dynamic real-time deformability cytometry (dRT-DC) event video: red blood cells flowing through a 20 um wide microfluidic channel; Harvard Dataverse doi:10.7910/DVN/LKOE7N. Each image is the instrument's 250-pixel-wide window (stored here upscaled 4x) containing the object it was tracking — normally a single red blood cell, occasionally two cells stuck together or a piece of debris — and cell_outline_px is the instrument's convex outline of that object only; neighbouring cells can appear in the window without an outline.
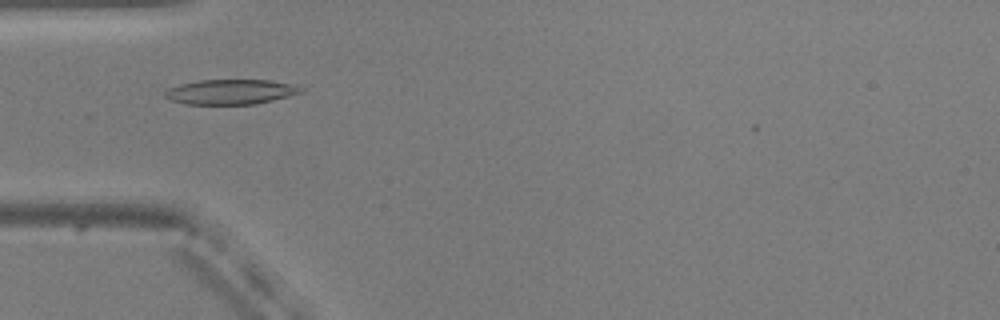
{"species": "common noctule bat (a hibernating species)", "species_latin": "Nyctalus noctula", "temperature_condition": "warm", "stored_images_in_passage": 32, "camera_frame_rate_fps": 3000, "um_per_image_px": 0.085, "animal": {"sex": "male", "body_mass_g": 20.5, "forearm_length_mm": 52.5}, "frame": {"image": 1, "passage_image": 5, "time_ms": 1.333, "image_size_px": [1000, 320], "cell_outline_px": [[304, 92], [272, 100], [252, 104], [184, 104], [172, 100], [164, 96], [164, 92], [168, 88], [180, 84], [200, 80], [268, 80], [288, 84], [304, 88]], "centroid_in_image_um": [19.57, 7.81], "position_along_channel_um": 65.4, "area_um2": 19.54}}
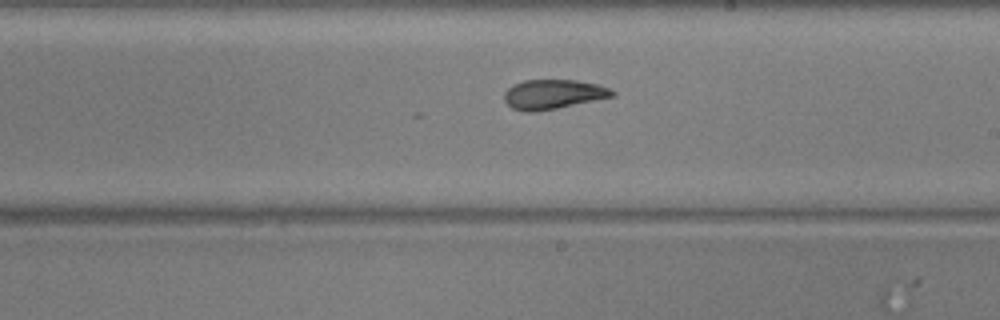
{"frame": {"image": 2, "passage_image": 19, "time_ms": 6.0, "image_size_px": [1000, 320], "cell_outline_px": [[616, 96], [536, 112], [524, 112], [512, 108], [504, 100], [504, 92], [512, 84], [524, 80], [576, 80], [596, 84], [608, 88], [616, 92]], "centroid_in_image_um": [46.99, 8.01], "position_along_channel_um": 242.0, "area_um2": 18.61}}
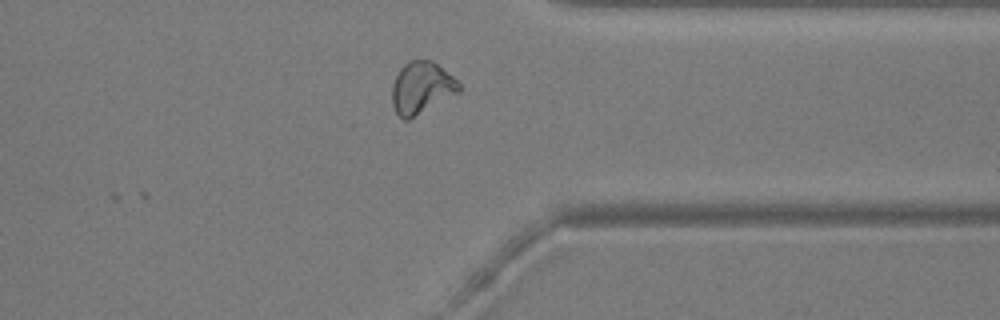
{"frame": {"image": 3, "passage_image": 30, "time_ms": 9.667, "image_size_px": [1000, 320], "cell_outline_px": [[460, 92], [408, 120], [404, 120], [396, 112], [392, 104], [392, 84], [400, 68], [408, 60], [432, 60], [452, 76], [460, 84]], "centroid_in_image_um": [35.81, 7.46], "position_along_channel_um": 375.6, "area_um2": 20.17}, "authors_computed_cell_mechanics": {"area_um2": 18.9584, "velocity_mm_per_s": 3.769, "shape_relaxation_time_tau1_ms": null, "shape_relaxation_time_tau2_ms": 1.8098, "deformation_change_tau1": null, "deformation_change_tau2": 0.0853}}